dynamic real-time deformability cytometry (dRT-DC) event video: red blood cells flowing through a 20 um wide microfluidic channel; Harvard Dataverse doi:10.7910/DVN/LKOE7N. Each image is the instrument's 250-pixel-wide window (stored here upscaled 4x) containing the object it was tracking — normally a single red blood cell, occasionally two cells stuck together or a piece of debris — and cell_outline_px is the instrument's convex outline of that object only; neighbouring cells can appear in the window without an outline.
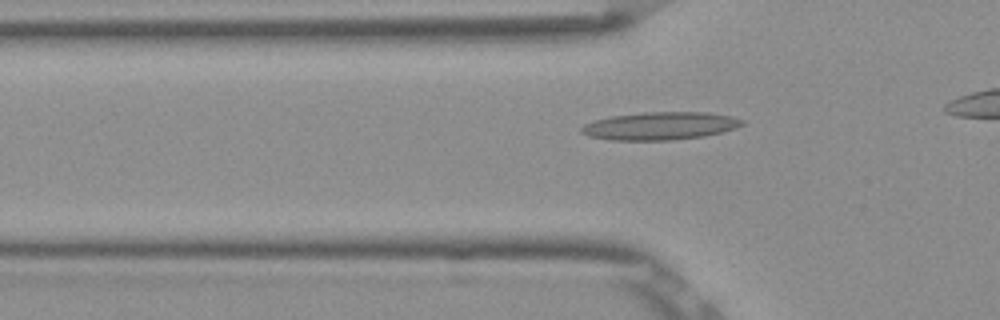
{"species": "Egyptian fruit bat (a non-hibernating species)", "species_latin": "Rousettus aegyptiacus", "temperature_condition": "room temperature", "stored_images_in_passage": 38, "camera_frame_rate_fps": 3000, "um_per_image_px": 0.085, "frame": {"image": 1, "passage_image": 12, "time_ms": 3.667, "image_size_px": [1000, 320], "cell_outline_px": [[744, 124], [736, 128], [704, 136], [672, 140], [608, 140], [588, 136], [580, 132], [580, 128], [584, 124], [592, 120], [612, 116], [644, 112], [708, 112], [732, 116], [744, 120]], "centroid_in_image_um": [56.08, 10.7], "position_along_channel_um": 69.7, "area_um2": 26.24}}
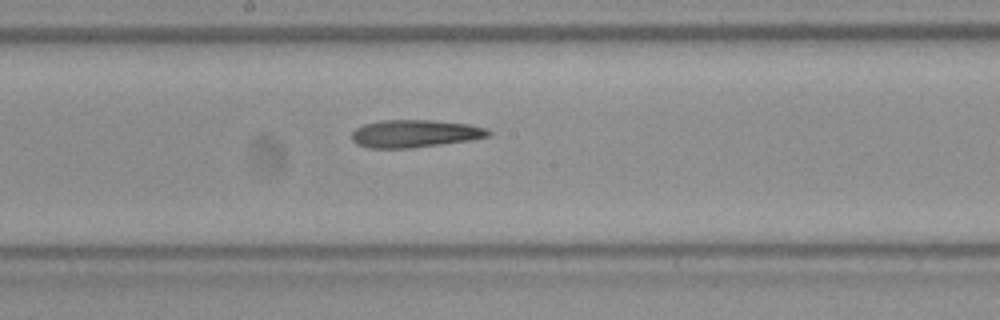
{"frame": {"image": 2, "passage_image": 23, "time_ms": 7.333, "image_size_px": [1000, 320], "cell_outline_px": [[492, 132], [488, 136], [472, 140], [412, 148], [368, 148], [356, 144], [352, 140], [352, 132], [356, 128], [364, 124], [380, 120], [432, 120], [468, 124], [488, 128]], "centroid_in_image_um": [35.26, 11.36], "position_along_channel_um": 212.9, "area_um2": 22.14}}
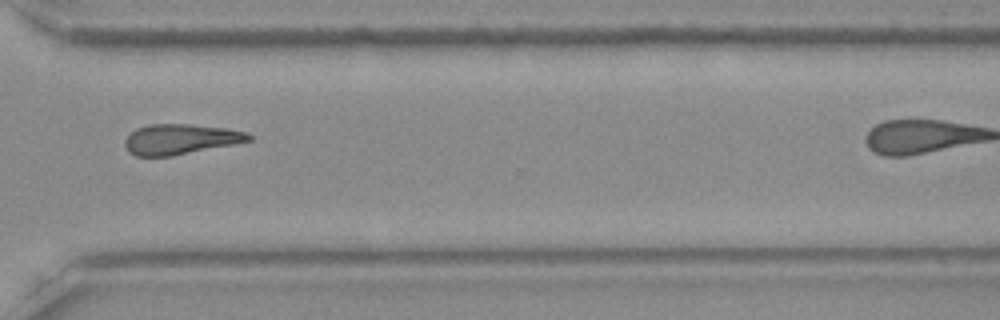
{"frame": {"image": 3, "passage_image": 34, "time_ms": 11.0, "image_size_px": [1000, 320], "cell_outline_px": [[252, 140], [172, 156], [136, 156], [128, 152], [124, 144], [124, 140], [136, 128], [152, 124], [192, 124], [224, 128], [248, 132], [252, 136]], "centroid_in_image_um": [15.31, 11.83], "position_along_channel_um": 355.3, "area_um2": 21.73}}